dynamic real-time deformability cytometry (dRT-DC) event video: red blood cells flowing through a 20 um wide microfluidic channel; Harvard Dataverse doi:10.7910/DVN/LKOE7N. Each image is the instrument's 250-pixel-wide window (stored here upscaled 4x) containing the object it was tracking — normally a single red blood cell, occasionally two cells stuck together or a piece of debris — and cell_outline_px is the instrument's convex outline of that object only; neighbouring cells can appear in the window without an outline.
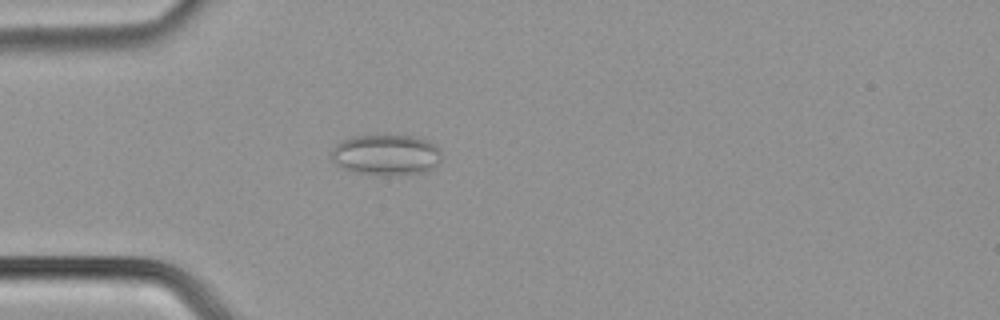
{"species": "common noctule bat (a hibernating species)", "species_latin": "Nyctalus noctula", "temperature_condition": "cold", "stored_images_in_passage": 50, "camera_frame_rate_fps": 3000, "um_per_image_px": 0.085, "animal": {"sex": "male", "body_mass_g": 21.5, "forearm_length_mm": 52.0}, "frame": {"image": 1, "passage_image": 14, "time_ms": 4.333, "image_size_px": [1000, 320], "cell_outline_px": [[444, 156], [432, 168], [424, 172], [388, 176], [356, 172], [344, 168], [336, 164], [332, 160], [332, 148], [336, 144], [344, 140], [356, 136], [412, 136], [436, 144], [440, 148]], "centroid_in_image_um": [32.86, 13.17], "position_along_channel_um": 52.1, "area_um2": 26.07}}
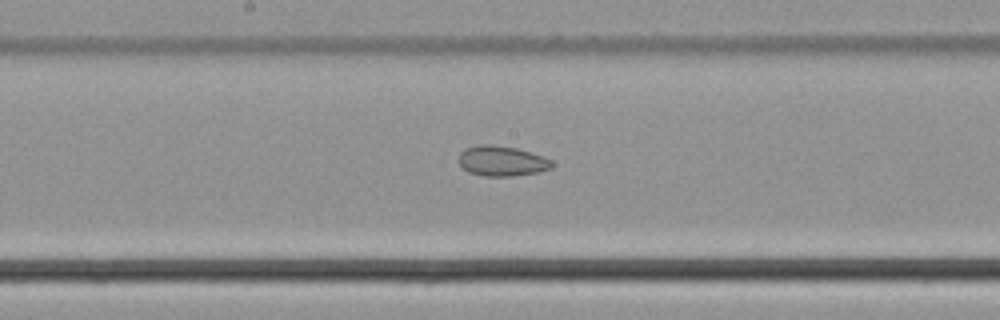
{"frame": {"image": 2, "passage_image": 26, "time_ms": 8.333, "image_size_px": [1000, 320], "cell_outline_px": [[552, 168], [536, 172], [512, 176], [484, 176], [468, 172], [460, 164], [460, 152], [464, 148], [480, 144], [488, 144], [516, 148], [544, 156], [552, 160]], "centroid_in_image_um": [42.65, 13.68], "position_along_channel_um": 205.5, "area_um2": 16.3}}
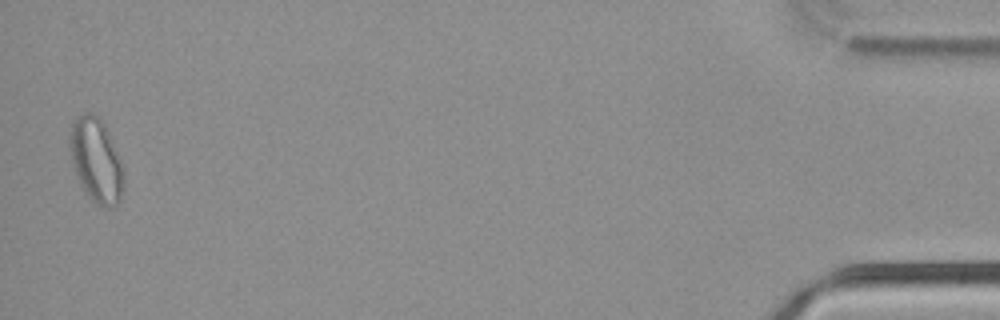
{"frame": {"image": 3, "passage_image": 49, "time_ms": 16.0, "image_size_px": [1000, 320], "cell_outline_px": [[124, 188], [120, 200], [116, 204], [108, 208], [104, 208], [96, 204], [88, 196], [80, 184], [72, 160], [72, 124], [84, 112], [92, 112], [104, 124], [124, 172]], "centroid_in_image_um": [8.21, 13.71], "position_along_channel_um": 427.0, "area_um2": 25.43}}